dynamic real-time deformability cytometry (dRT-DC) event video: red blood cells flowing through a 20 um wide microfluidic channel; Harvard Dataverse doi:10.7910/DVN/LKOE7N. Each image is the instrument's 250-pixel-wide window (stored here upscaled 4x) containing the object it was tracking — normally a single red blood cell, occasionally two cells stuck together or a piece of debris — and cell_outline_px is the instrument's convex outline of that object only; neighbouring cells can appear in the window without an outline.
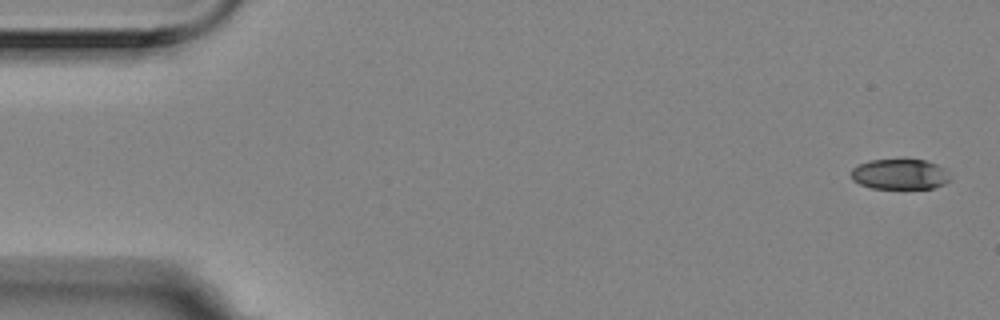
{"species": "Egyptian fruit bat (a non-hibernating species)", "species_latin": "Rousettus aegyptiacus", "temperature_condition": "room temperature", "stored_images_in_passage": 6, "camera_frame_rate_fps": 3000, "um_per_image_px": 0.085, "animal": {"sex": "female"}, "frame": {"image": 1, "passage_image": 1, "time_ms": 0.0, "image_size_px": [1000, 320], "cell_outline_px": [[952, 180], [944, 184], [932, 188], [872, 188], [860, 184], [852, 180], [852, 168], [868, 160], [904, 156], [924, 160], [936, 164], [944, 168]], "centroid_in_image_um": [76.49, 14.75], "position_along_channel_um": 8.5, "area_um2": 18.21}}